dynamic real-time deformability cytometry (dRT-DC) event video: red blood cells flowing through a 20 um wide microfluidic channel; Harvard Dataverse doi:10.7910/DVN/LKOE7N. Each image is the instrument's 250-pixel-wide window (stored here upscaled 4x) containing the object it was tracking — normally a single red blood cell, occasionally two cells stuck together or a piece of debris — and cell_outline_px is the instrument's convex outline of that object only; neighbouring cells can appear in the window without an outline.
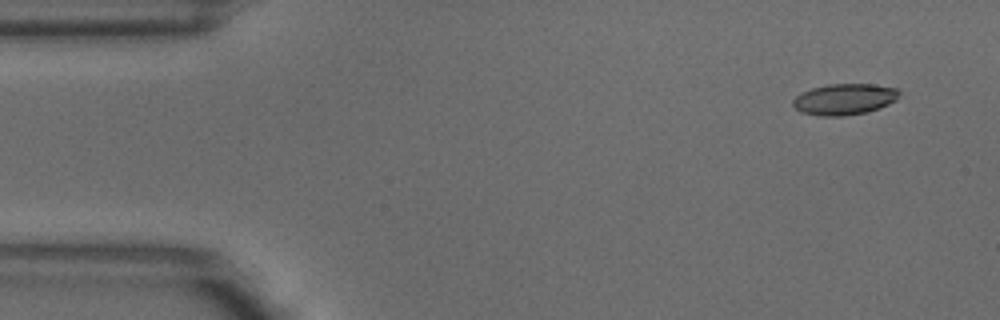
{"species": "common noctule bat (a hibernating species)", "species_latin": "Nyctalus noctula", "temperature_condition": "warm", "stored_images_in_passage": 4, "camera_frame_rate_fps": 3000, "um_per_image_px": 0.085, "animal": {"sex": "male", "body_mass_g": 18.8}, "frame": {"image": 1, "passage_image": 1, "time_ms": 0.0, "image_size_px": [1000, 320], "cell_outline_px": [[900, 96], [896, 100], [880, 108], [868, 112], [844, 116], [820, 116], [800, 112], [792, 104], [792, 100], [796, 96], [812, 88], [828, 84], [872, 84], [896, 88], [900, 92]], "centroid_in_image_um": [71.79, 8.44], "position_along_channel_um": 13.2, "area_um2": 19.36}}